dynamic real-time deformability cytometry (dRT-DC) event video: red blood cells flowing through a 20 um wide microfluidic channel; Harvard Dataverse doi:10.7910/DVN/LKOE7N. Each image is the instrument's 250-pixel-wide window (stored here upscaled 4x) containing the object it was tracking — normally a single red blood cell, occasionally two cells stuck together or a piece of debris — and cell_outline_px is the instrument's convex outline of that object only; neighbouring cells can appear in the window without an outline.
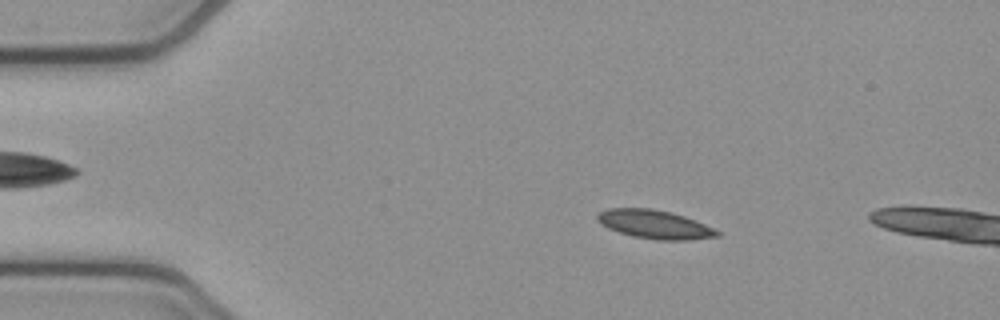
{"species": "common noctule bat (a hibernating species)", "species_latin": "Nyctalus noctula", "temperature_condition": "cold", "stored_images_in_passage": 12, "camera_frame_rate_fps": 3000, "um_per_image_px": 0.085, "animal": {"sex": "female", "body_mass_g": 21.9}, "frame": {"image": 1, "passage_image": 9, "time_ms": 2.667, "image_size_px": [1000, 320], "cell_outline_px": [[720, 236], [688, 240], [656, 240], [632, 236], [608, 228], [600, 224], [596, 220], [596, 216], [600, 212], [608, 208], [652, 208], [672, 212], [684, 216], [704, 224], [720, 232]], "centroid_in_image_um": [55.62, 19.07], "position_along_channel_um": 29.4, "area_um2": 20.0}}